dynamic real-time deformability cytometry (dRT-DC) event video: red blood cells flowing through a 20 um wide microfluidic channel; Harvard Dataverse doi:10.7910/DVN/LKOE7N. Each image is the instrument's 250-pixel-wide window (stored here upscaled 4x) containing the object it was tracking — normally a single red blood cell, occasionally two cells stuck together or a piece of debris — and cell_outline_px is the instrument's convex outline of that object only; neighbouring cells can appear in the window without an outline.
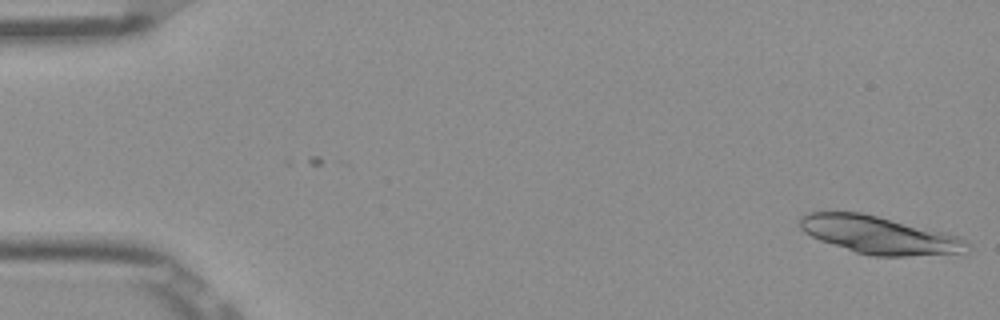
{"species": "Egyptian fruit bat (a non-hibernating species)", "species_latin": "Rousettus aegyptiacus", "temperature_condition": "room temperature", "stored_images_in_passage": 8, "camera_frame_rate_fps": 3000, "um_per_image_px": 0.085, "frame": {"image": 1, "passage_image": 8, "time_ms": 2.333, "image_size_px": [1000, 320], "cell_outline_px": [[972, 248], [968, 256], [872, 256], [856, 252], [820, 240], [804, 232], [800, 228], [800, 216], [804, 212], [860, 212], [944, 232], [960, 236], [968, 240], [972, 244]], "centroid_in_image_um": [74.93, 20.02], "position_along_channel_um": 10.1, "area_um2": 37.63}}